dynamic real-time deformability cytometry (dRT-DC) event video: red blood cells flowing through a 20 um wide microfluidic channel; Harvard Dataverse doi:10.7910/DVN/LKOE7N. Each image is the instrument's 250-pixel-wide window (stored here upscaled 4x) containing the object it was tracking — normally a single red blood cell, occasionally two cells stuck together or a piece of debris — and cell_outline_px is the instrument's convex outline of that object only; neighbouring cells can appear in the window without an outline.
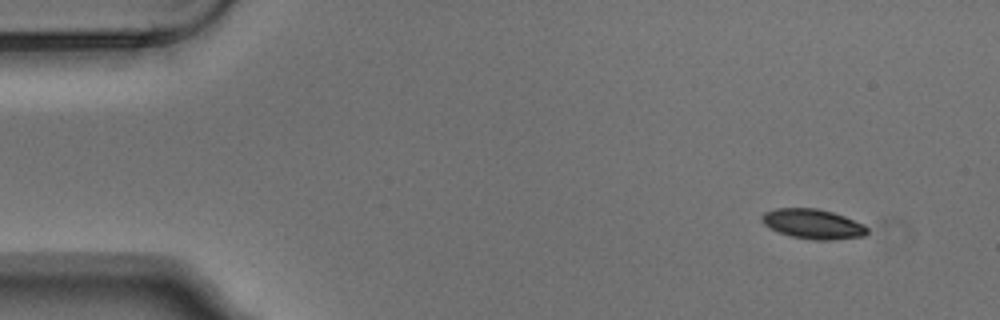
{"species": "Egyptian fruit bat (a non-hibernating species)", "species_latin": "Rousettus aegyptiacus", "temperature_condition": "warm", "stored_images_in_passage": 4, "camera_frame_rate_fps": 3000, "um_per_image_px": 0.085, "animal": {"sex": "male"}, "frame": {"image": 1, "passage_image": 1, "time_ms": 0.0, "image_size_px": [1000, 320], "cell_outline_px": [[868, 232], [864, 236], [832, 240], [812, 240], [792, 236], [780, 232], [764, 224], [760, 216], [764, 212], [776, 208], [816, 208], [832, 212], [844, 216], [864, 224], [868, 228]], "centroid_in_image_um": [69.12, 19.03], "position_along_channel_um": 15.9, "area_um2": 18.21}}
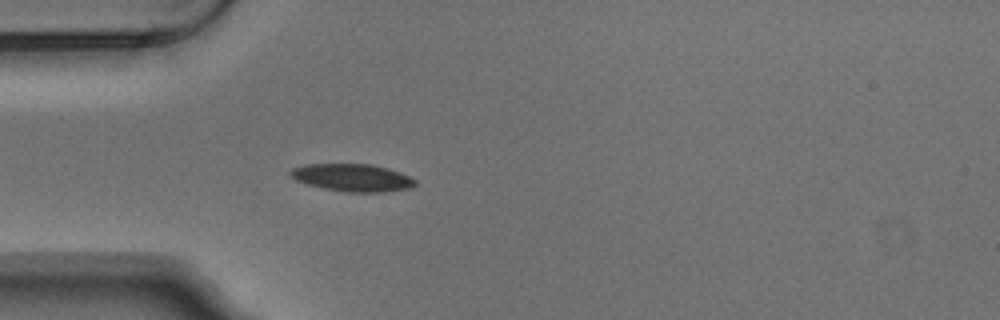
{"frame": {"image": 2, "passage_image": 4, "time_ms": 1.0, "image_size_px": [1000, 320], "cell_outline_px": [[416, 184], [408, 188], [384, 192], [348, 192], [324, 188], [308, 184], [296, 180], [288, 176], [288, 172], [292, 168], [304, 164], [372, 164], [388, 168], [400, 172], [416, 180]], "centroid_in_image_um": [29.92, 15.09], "position_along_channel_um": 55.1, "area_um2": 20.0}}